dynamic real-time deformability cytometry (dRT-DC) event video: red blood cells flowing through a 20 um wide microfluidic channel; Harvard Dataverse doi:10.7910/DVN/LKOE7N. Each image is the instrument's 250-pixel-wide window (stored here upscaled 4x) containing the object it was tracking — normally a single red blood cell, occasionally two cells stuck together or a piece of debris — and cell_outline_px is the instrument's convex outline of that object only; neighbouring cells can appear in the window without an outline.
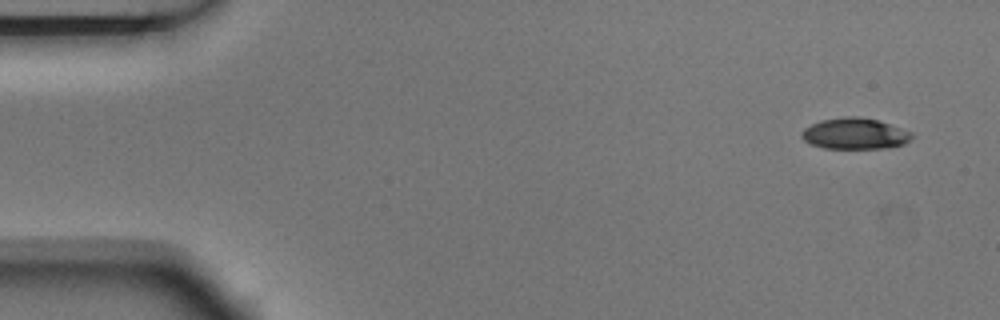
{"species": "Egyptian fruit bat (a non-hibernating species)", "species_latin": "Rousettus aegyptiacus", "temperature_condition": "room temperature", "stored_images_in_passage": 8, "camera_frame_rate_fps": 3000, "um_per_image_px": 0.085, "animal": {"sex": "male"}, "frame": {"image": 1, "passage_image": 1, "time_ms": 0.0, "image_size_px": [1000, 320], "cell_outline_px": [[916, 136], [904, 144], [888, 148], [824, 148], [812, 144], [804, 140], [800, 136], [800, 132], [804, 128], [820, 120], [844, 116], [860, 116], [876, 120], [912, 132]], "centroid_in_image_um": [72.66, 11.36], "position_along_channel_um": 12.3, "area_um2": 20.06}}
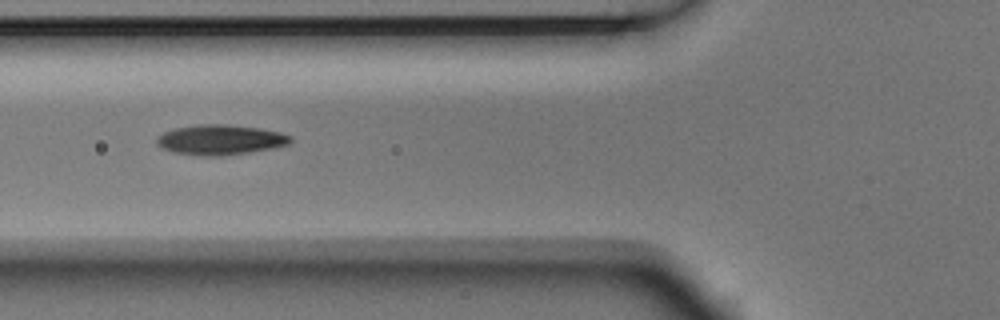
{"frame": {"image": 2, "passage_image": 6, "time_ms": 1.667, "image_size_px": [1000, 320], "cell_outline_px": [[292, 140], [288, 144], [272, 148], [224, 156], [204, 156], [172, 152], [160, 148], [156, 144], [156, 136], [164, 132], [176, 128], [200, 124], [228, 124], [260, 128], [280, 132], [292, 136]], "centroid_in_image_um": [18.7, 11.88], "position_along_channel_um": 107.1, "area_um2": 23.58}}
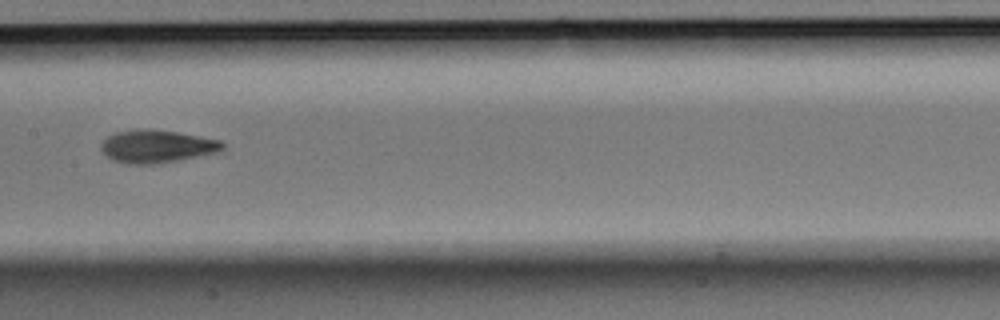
{"frame": {"image": 3, "passage_image": 8, "time_ms": 2.333, "image_size_px": [1000, 320], "cell_outline_px": [[224, 148], [220, 152], [156, 164], [128, 164], [112, 160], [100, 148], [100, 144], [108, 136], [116, 132], [136, 128], [176, 132], [220, 140], [224, 144]], "centroid_in_image_um": [13.32, 12.44], "position_along_channel_um": 194.1, "area_um2": 23.12}}